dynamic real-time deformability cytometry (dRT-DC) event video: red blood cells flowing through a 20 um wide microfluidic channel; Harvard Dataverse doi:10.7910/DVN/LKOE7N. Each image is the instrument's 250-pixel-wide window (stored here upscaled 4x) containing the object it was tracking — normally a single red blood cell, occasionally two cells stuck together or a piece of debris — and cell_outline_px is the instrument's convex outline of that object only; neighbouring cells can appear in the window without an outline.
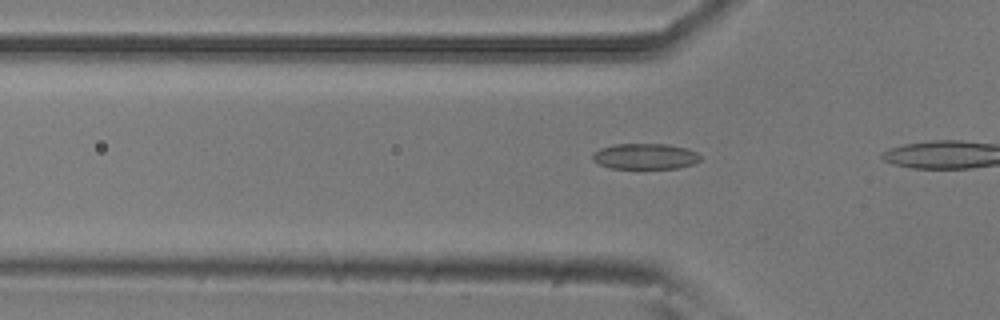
{"species": "common noctule bat (a hibernating species)", "species_latin": "Nyctalus noctula", "temperature_condition": "room temperature", "stored_images_in_passage": 7, "camera_frame_rate_fps": 3000, "um_per_image_px": 0.085, "animal": {"sex": "male", "body_mass_g": 20.5, "forearm_length_mm": 52.5}, "frame": {"image": 1, "passage_image": 4, "time_ms": 1.0, "image_size_px": [1000, 320], "cell_outline_px": [[700, 160], [692, 164], [676, 168], [612, 168], [600, 164], [592, 160], [592, 152], [600, 148], [616, 144], [668, 144], [688, 148], [696, 152], [700, 156]], "centroid_in_image_um": [54.82, 13.28], "position_along_channel_um": 71.0, "area_um2": 16.13}}